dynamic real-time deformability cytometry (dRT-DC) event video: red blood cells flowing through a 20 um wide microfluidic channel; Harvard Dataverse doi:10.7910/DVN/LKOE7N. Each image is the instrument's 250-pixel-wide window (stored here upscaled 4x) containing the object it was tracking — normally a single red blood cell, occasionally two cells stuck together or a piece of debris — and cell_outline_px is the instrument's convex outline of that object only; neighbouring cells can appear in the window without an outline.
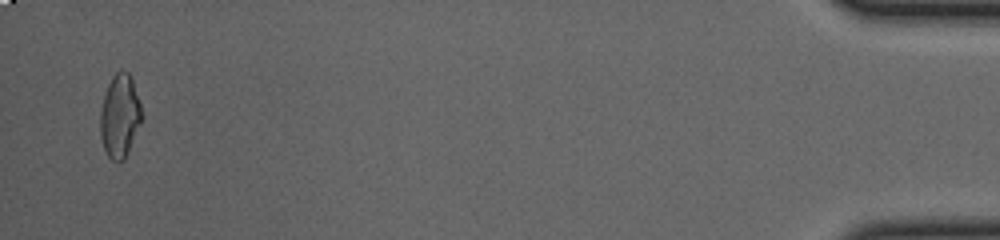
{"species": "common noctule bat (a hibernating species)", "species_latin": "Nyctalus noctula", "temperature_condition": "cold", "stored_images_in_passage": 51, "camera_frame_rate_fps": 3000, "um_per_image_px": 0.085, "animal": {"sex": "female", "body_mass_g": 23.0, "forearm_length_mm": 53.4}, "frame": {"image": 1, "passage_image": 51, "time_ms": 16.667, "image_size_px": [1000, 240], "cell_outline_px": [[144, 116], [124, 156], [120, 160], [112, 160], [108, 156], [104, 148], [100, 136], [100, 112], [104, 96], [108, 84], [112, 76], [120, 68], [128, 72], [132, 80]], "centroid_in_image_um": [10.17, 9.79], "position_along_channel_um": 425.0, "area_um2": 19.71}}